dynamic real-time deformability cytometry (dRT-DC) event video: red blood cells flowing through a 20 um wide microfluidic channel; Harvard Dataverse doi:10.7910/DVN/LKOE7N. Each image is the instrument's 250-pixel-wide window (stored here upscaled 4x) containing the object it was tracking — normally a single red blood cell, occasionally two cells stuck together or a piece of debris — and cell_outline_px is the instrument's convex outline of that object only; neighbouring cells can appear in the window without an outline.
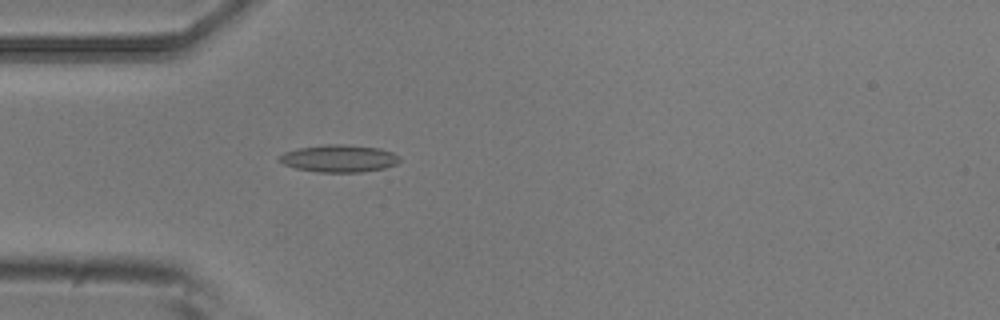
{"species": "common noctule bat (a hibernating species)", "species_latin": "Nyctalus noctula", "temperature_condition": "room temperature", "stored_images_in_passage": 5, "camera_frame_rate_fps": 3000, "um_per_image_px": 0.085, "animal": {"sex": "male", "body_mass_g": 20.5, "forearm_length_mm": 52.5}, "frame": {"image": 1, "passage_image": 5, "time_ms": 1.333, "image_size_px": [1000, 320], "cell_outline_px": [[400, 160], [396, 164], [384, 168], [360, 172], [316, 172], [296, 168], [284, 164], [276, 160], [276, 156], [284, 152], [296, 148], [324, 144], [344, 144], [380, 148], [392, 152], [400, 156]], "centroid_in_image_um": [28.77, 13.46], "position_along_channel_um": 56.2, "area_um2": 19.42}}